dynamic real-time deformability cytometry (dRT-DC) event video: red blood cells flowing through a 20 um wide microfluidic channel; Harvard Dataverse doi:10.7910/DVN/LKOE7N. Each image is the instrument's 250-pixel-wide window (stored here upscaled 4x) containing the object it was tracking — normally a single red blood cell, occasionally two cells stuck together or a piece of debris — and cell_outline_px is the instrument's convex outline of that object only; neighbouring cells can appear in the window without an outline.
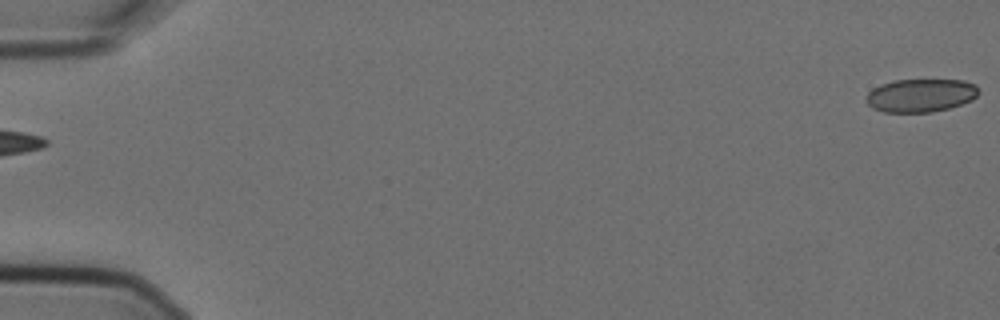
{"species": "Egyptian fruit bat (a non-hibernating species)", "species_latin": "Rousettus aegyptiacus", "temperature_condition": "cold", "stored_images_in_passage": 5, "segment_of_instrument_passage": [2, 2], "camera_frame_rate_fps": 3000, "um_per_image_px": 0.085, "animal": {"sex": "female"}, "frame": {"image": 1, "passage_image": 5, "time_ms": 1.333, "image_size_px": [1000, 320], "cell_outline_px": [[980, 92], [972, 100], [948, 108], [932, 112], [884, 112], [872, 108], [864, 100], [868, 92], [872, 88], [880, 84], [892, 80], [964, 80], [976, 84]], "centroid_in_image_um": [78.23, 8.1], "position_along_channel_um": 6.8, "area_um2": 21.96}}